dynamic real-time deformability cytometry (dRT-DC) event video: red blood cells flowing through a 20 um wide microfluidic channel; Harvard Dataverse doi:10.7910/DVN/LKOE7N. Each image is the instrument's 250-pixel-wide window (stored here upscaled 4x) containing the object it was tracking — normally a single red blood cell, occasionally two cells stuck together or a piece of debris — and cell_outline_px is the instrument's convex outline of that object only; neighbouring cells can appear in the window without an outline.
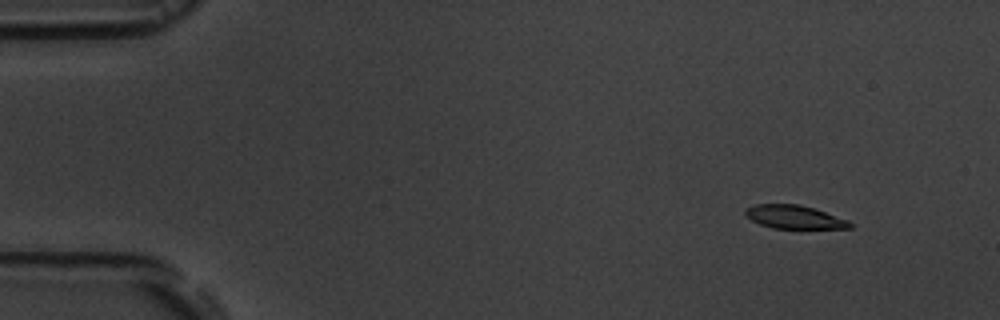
{"species": "common noctule bat (a hibernating species)", "species_latin": "Nyctalus noctula", "temperature_condition": "room temperature", "stored_images_in_passage": 6, "camera_frame_rate_fps": 3000, "um_per_image_px": 0.085, "animal": {"sex": "male", "body_mass_g": 19.5, "forearm_length_mm": 54.6}, "frame": {"image": 1, "passage_image": 2, "time_ms": 1.333, "image_size_px": [1000, 320], "cell_outline_px": [[852, 228], [772, 228], [760, 224], [744, 216], [744, 208], [756, 204], [800, 204], [848, 220], [852, 224]], "centroid_in_image_um": [67.45, 18.44], "position_along_channel_um": 17.5, "area_um2": 14.16}}
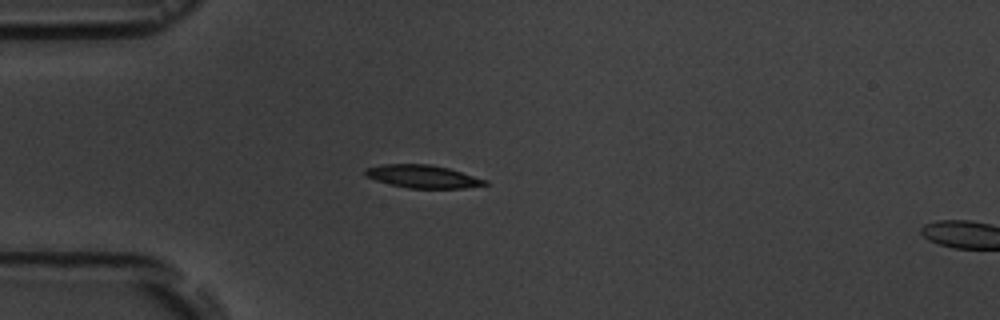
{"frame": {"image": 2, "passage_image": 5, "time_ms": 4.667, "image_size_px": [1000, 320], "cell_outline_px": [[488, 184], [464, 188], [408, 188], [376, 180], [364, 176], [364, 168], [380, 164], [428, 164], [448, 168], [488, 180]], "centroid_in_image_um": [35.9, 14.99], "position_along_channel_um": 49.1, "area_um2": 15.95}}